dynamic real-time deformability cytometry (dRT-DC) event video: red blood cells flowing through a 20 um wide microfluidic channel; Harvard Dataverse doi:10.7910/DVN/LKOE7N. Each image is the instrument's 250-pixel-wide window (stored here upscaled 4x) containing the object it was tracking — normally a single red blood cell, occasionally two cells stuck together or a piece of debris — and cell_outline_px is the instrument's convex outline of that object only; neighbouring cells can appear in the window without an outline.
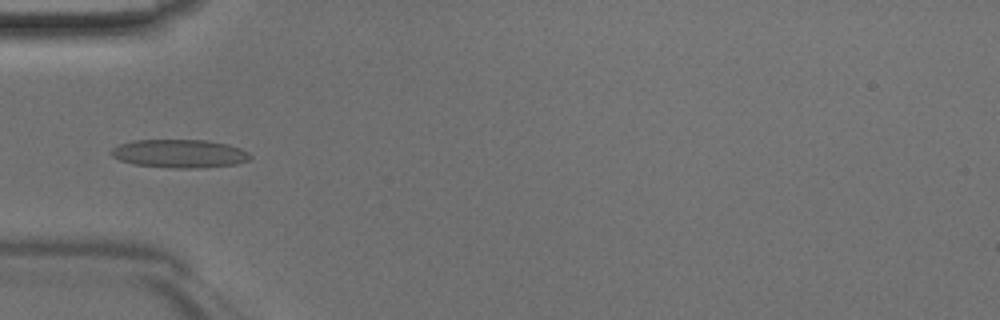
{"species": "Egyptian fruit bat (a non-hibernating species)", "species_latin": "Rousettus aegyptiacus", "temperature_condition": "room temperature", "stored_images_in_passage": 45, "camera_frame_rate_fps": 3000, "um_per_image_px": 0.085, "animal": {"sex": "male"}, "frame": {"image": 1, "passage_image": 14, "time_ms": 4.333, "image_size_px": [1000, 320], "cell_outline_px": [[252, 156], [248, 160], [236, 164], [196, 168], [172, 168], [132, 164], [120, 160], [112, 156], [108, 152], [112, 148], [120, 144], [132, 140], [204, 140], [228, 144], [240, 148], [248, 152]], "centroid_in_image_um": [15.23, 13.05], "position_along_channel_um": 69.8, "area_um2": 23.0}}
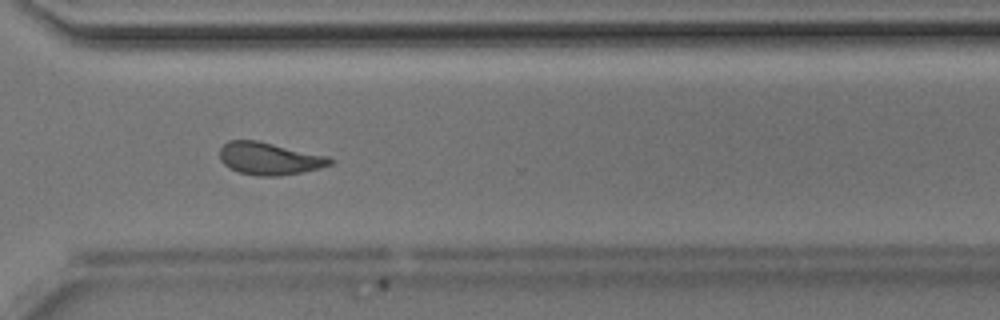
{"frame": {"image": 2, "passage_image": 33, "time_ms": 10.667, "image_size_px": [1000, 320], "cell_outline_px": [[336, 160], [332, 164], [320, 168], [300, 172], [276, 176], [256, 176], [240, 172], [228, 168], [220, 160], [220, 148], [228, 140], [256, 140], [328, 156]], "centroid_in_image_um": [22.89, 13.48], "position_along_channel_um": 347.7, "area_um2": 20.81}}
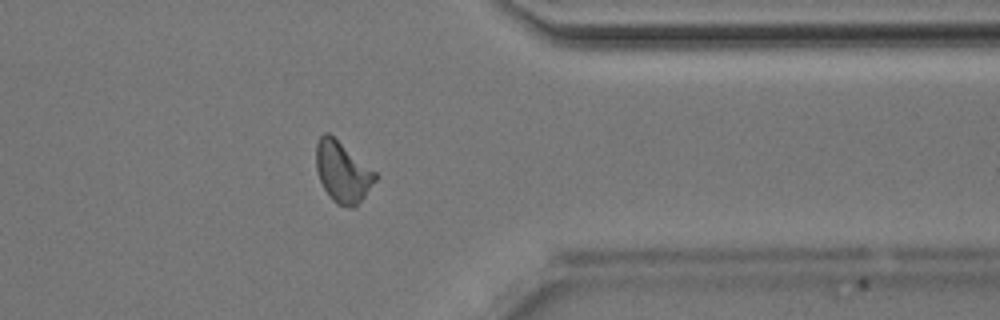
{"frame": {"image": 3, "passage_image": 36, "time_ms": 11.667, "image_size_px": [1000, 320], "cell_outline_px": [[380, 176], [364, 196], [352, 208], [348, 208], [336, 204], [328, 196], [320, 180], [316, 168], [316, 144], [320, 136], [324, 132], [328, 132], [376, 172]], "centroid_in_image_um": [29.11, 14.63], "position_along_channel_um": 382.3, "area_um2": 20.87}}